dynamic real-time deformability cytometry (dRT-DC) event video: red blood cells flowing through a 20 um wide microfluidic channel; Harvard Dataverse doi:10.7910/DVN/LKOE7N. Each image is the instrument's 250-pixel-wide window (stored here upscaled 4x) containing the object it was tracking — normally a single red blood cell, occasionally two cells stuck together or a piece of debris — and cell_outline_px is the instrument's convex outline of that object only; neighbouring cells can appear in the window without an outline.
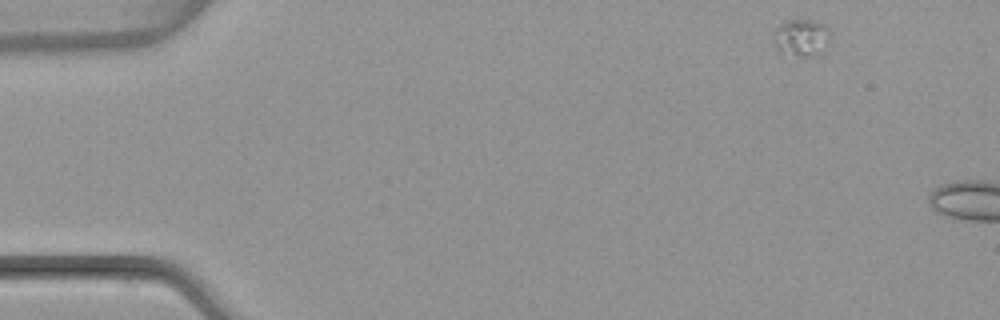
{"species": "common noctule bat (a hibernating species)", "species_latin": "Nyctalus noctula", "temperature_condition": "warm", "stored_images_in_passage": 3, "camera_frame_rate_fps": 3000, "um_per_image_px": 0.085, "animal": {"sex": "female", "body_mass_g": 22.7, "forearm_length_mm": 54.2}, "frame": {"image": 1, "passage_image": 1, "time_ms": 0.0, "image_size_px": [1000, 320], "cell_outline_px": [[828, 32], [824, 52], [812, 56], [796, 56], [776, 52], [776, 32], [788, 20], [808, 20], [824, 24], [828, 28]], "centroid_in_image_um": [68.14, 3.24], "position_along_channel_um": 16.9, "area_um2": 11.73}}